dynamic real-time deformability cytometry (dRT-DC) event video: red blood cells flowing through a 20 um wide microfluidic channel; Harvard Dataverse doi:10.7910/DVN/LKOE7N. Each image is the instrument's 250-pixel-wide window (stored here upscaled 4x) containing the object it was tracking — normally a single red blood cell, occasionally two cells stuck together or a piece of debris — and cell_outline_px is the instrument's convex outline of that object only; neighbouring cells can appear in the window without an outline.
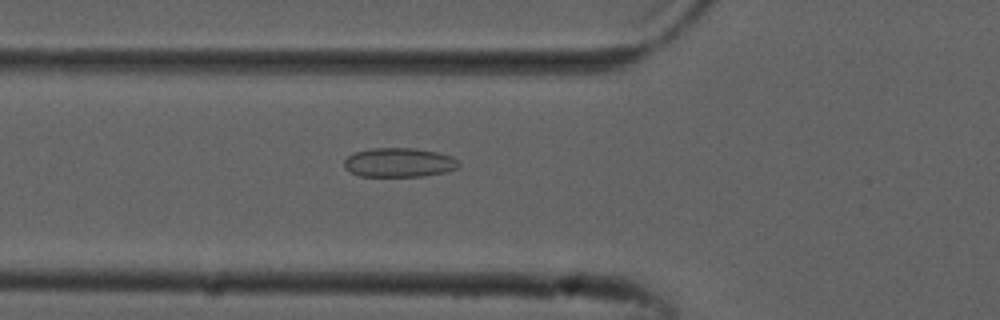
{"species": "common noctule bat (a hibernating species)", "species_latin": "Nyctalus noctula", "temperature_condition": "cold", "stored_images_in_passage": 53, "camera_frame_rate_fps": 3000, "um_per_image_px": 0.085, "animal": {"sex": "male", "forearm_length_mm": 52.5}, "frame": {"image": 1, "passage_image": 19, "time_ms": 6.0, "image_size_px": [1000, 320], "cell_outline_px": [[460, 164], [456, 168], [444, 172], [424, 176], [360, 176], [344, 168], [344, 160], [348, 156], [356, 152], [372, 148], [416, 148], [436, 152], [452, 156]], "centroid_in_image_um": [33.91, 13.81], "position_along_channel_um": 91.9, "area_um2": 19.36}}
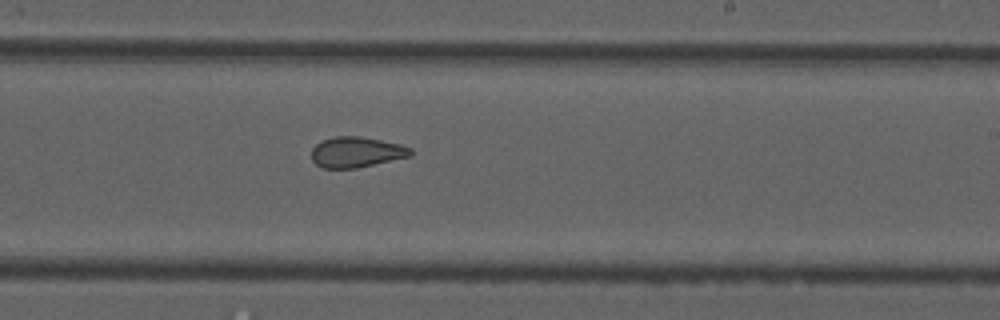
{"frame": {"image": 2, "passage_image": 32, "time_ms": 10.333, "image_size_px": [1000, 320], "cell_outline_px": [[412, 156], [356, 168], [320, 168], [312, 160], [312, 148], [320, 140], [332, 136], [360, 136], [400, 144], [412, 148]], "centroid_in_image_um": [30.27, 12.92], "position_along_channel_um": 258.7, "area_um2": 17.8}}
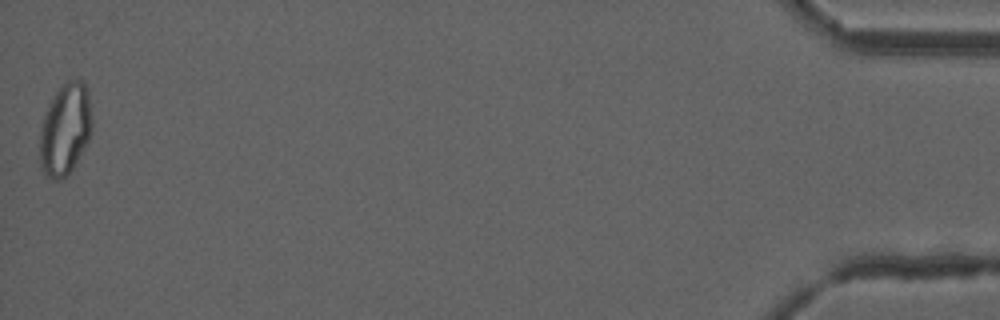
{"frame": {"image": 3, "passage_image": 53, "time_ms": 17.333, "image_size_px": [1000, 320], "cell_outline_px": [[92, 132], [88, 140], [72, 168], [60, 180], [52, 180], [44, 176], [40, 168], [40, 132], [44, 116], [56, 92], [68, 80], [84, 80], [88, 88], [92, 120]], "centroid_in_image_um": [5.55, 11.0], "position_along_channel_um": 429.7, "area_um2": 27.74}, "authors_computed_cell_mechanics": {"area_um2": 20.7502, "velocity_mm_per_s": 3.8412, "shape_relaxation_time_tau1_ms": null, "shape_relaxation_time_tau2_ms": 1.9875, "deformation_change_tau1": null, "deformation_change_tau2": 0.0747}}